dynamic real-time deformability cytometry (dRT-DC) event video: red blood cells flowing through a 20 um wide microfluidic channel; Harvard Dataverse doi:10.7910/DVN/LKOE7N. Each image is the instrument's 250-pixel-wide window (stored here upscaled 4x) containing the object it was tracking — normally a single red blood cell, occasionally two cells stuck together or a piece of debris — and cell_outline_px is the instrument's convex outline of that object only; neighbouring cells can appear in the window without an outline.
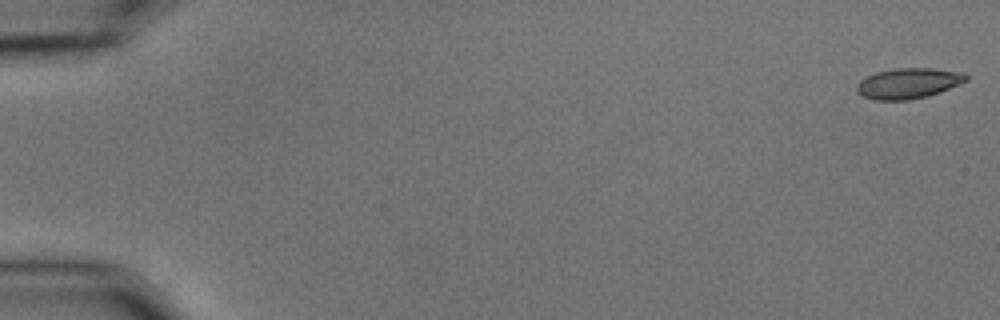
{"species": "common noctule bat (a hibernating species)", "species_latin": "Nyctalus noctula", "temperature_condition": "cold", "stored_images_in_passage": 56, "camera_frame_rate_fps": 3000, "um_per_image_px": 0.085, "animal": {"sex": "male", "body_mass_g": 15.6}, "frame": {"image": 1, "passage_image": 1, "time_ms": 0.0, "image_size_px": [1000, 320], "cell_outline_px": [[968, 80], [940, 92], [928, 96], [908, 100], [872, 100], [856, 92], [856, 84], [860, 80], [876, 72], [896, 68], [932, 68], [964, 72], [968, 76]], "centroid_in_image_um": [77.21, 7.08], "position_along_channel_um": 7.8, "area_um2": 19.54}}
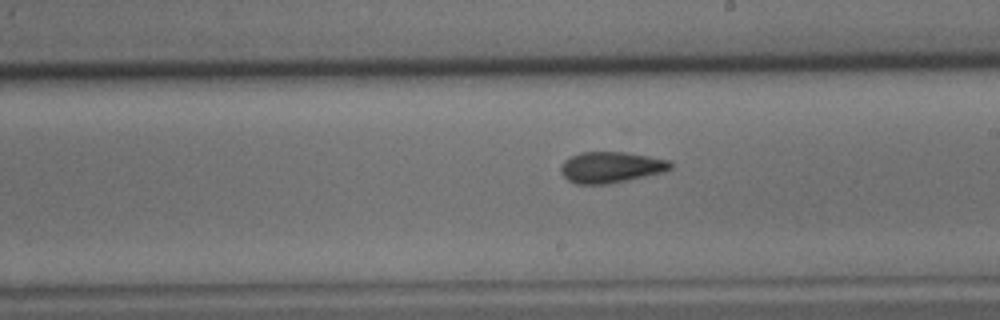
{"frame": {"image": 2, "passage_image": 33, "time_ms": 10.667, "image_size_px": [1000, 320], "cell_outline_px": [[672, 168], [664, 172], [628, 180], [608, 184], [576, 184], [568, 180], [560, 172], [560, 164], [564, 160], [580, 152], [628, 152], [668, 160], [672, 164]], "centroid_in_image_um": [51.91, 14.22], "position_along_channel_um": 237.1, "area_um2": 19.94}}
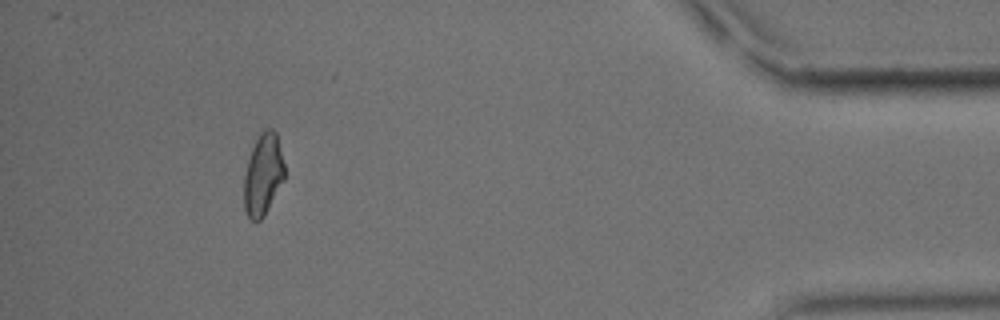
{"frame": {"image": 3, "passage_image": 52, "time_ms": 17.0, "image_size_px": [1000, 320], "cell_outline_px": [[284, 180], [264, 216], [256, 224], [248, 216], [244, 208], [244, 176], [248, 160], [252, 148], [260, 132], [264, 128], [272, 128], [276, 132], [284, 164]], "centroid_in_image_um": [22.36, 14.85], "position_along_channel_um": 412.8, "area_um2": 19.31}, "authors_computed_cell_mechanics": {"area_um2": 19.6809, "velocity_mm_per_s": 3.6049, "shape_relaxation_time_tau1_ms": 8.3229, "shape_relaxation_time_tau2_ms": 2.5325, "deformation_change_tau1": 0.1577, "deformation_change_tau2": 0.0781}}